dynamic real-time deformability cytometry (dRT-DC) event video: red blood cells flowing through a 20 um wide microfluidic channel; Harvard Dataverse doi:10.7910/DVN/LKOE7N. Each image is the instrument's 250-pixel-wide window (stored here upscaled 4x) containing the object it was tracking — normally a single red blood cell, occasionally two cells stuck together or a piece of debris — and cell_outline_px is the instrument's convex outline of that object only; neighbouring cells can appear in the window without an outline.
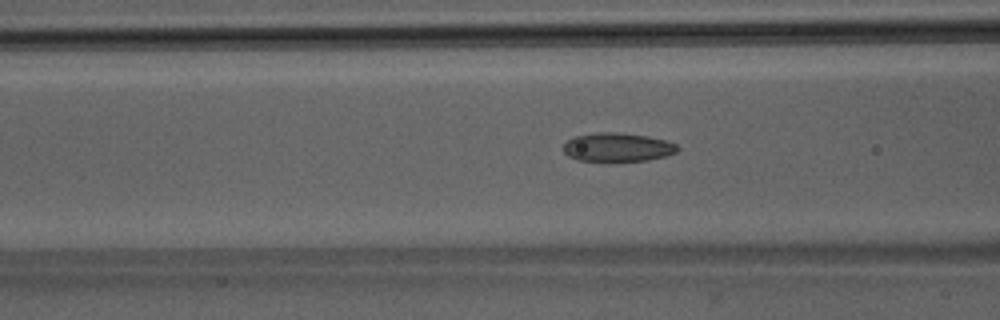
{"species": "Egyptian fruit bat (a non-hibernating species)", "species_latin": "Rousettus aegyptiacus", "temperature_condition": "room temperature", "stored_images_in_passage": 47, "camera_frame_rate_fps": 3000, "um_per_image_px": 0.085, "animal": {"sex": "male"}, "frame": {"image": 1, "passage_image": 17, "time_ms": 5.333, "image_size_px": [1000, 320], "cell_outline_px": [[680, 148], [676, 152], [664, 156], [648, 160], [576, 160], [568, 156], [564, 152], [564, 144], [568, 140], [576, 136], [596, 132], [616, 132], [648, 136], [664, 140], [676, 144]], "centroid_in_image_um": [52.48, 12.5], "position_along_channel_um": 114.1, "area_um2": 18.79}}
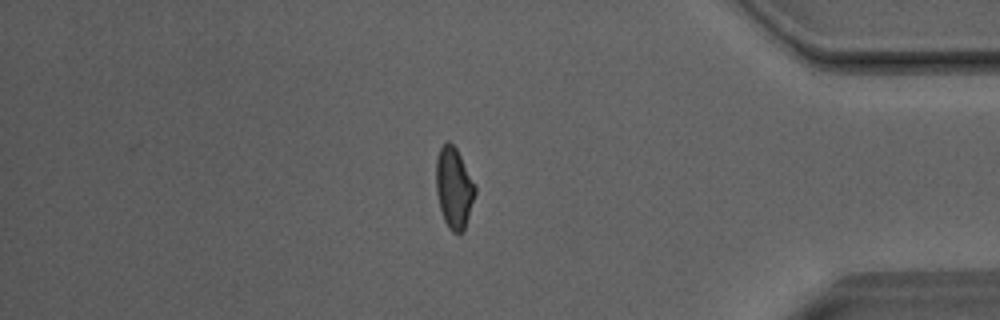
{"frame": {"image": 2, "passage_image": 40, "time_ms": 13.0, "image_size_px": [1000, 320], "cell_outline_px": [[476, 192], [464, 232], [460, 236], [452, 232], [448, 228], [444, 220], [440, 208], [436, 192], [436, 160], [440, 148], [448, 140], [456, 148], [476, 184]], "centroid_in_image_um": [38.6, 16.01], "position_along_channel_um": 396.6, "area_um2": 18.67}}
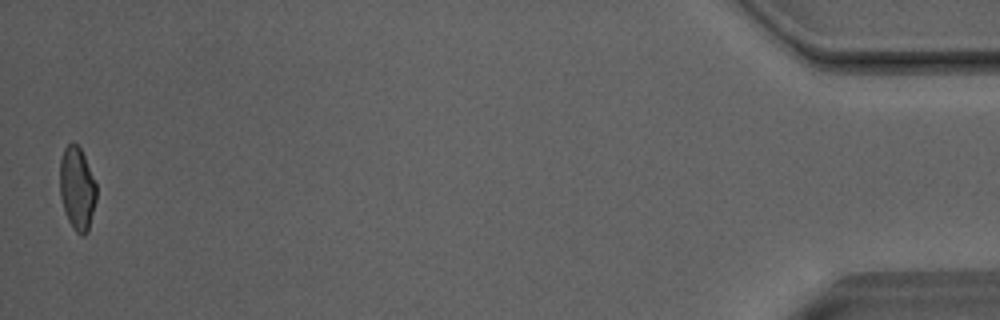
{"frame": {"image": 3, "passage_image": 47, "time_ms": 15.333, "image_size_px": [1000, 320], "cell_outline_px": [[96, 200], [88, 232], [84, 236], [80, 236], [72, 228], [68, 220], [60, 196], [60, 160], [64, 148], [68, 144], [76, 144], [80, 148], [84, 156], [96, 184]], "centroid_in_image_um": [6.55, 16.06], "position_along_channel_um": 428.6, "area_um2": 17.63}, "authors_computed_cell_mechanics": {"area_um2": 18.7272, "velocity_mm_per_s": 4.0813, "shape_relaxation_time_tau1_ms": 8.1303, "shape_relaxation_time_tau2_ms": 1.4198, "deformation_change_tau1": 0.1834, "deformation_change_tau2": 0.0712}}